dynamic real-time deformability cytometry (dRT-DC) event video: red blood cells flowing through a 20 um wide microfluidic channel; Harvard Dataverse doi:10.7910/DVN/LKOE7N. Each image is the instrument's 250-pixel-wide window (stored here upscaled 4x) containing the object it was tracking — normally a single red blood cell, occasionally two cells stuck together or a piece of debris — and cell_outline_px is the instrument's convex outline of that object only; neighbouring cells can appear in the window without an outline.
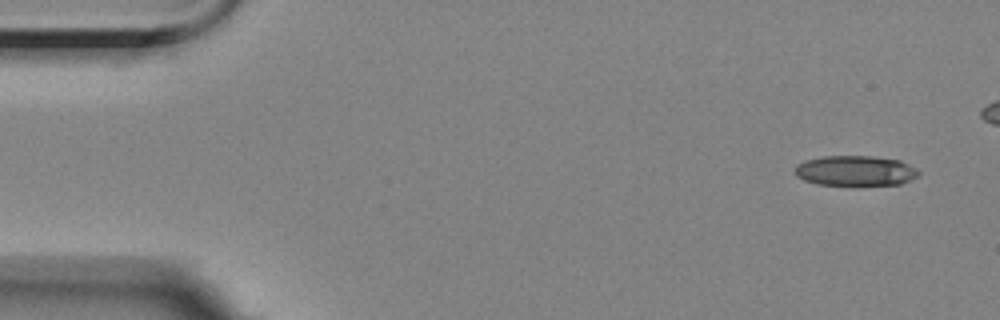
{"species": "Egyptian fruit bat (a non-hibernating species)", "species_latin": "Rousettus aegyptiacus", "temperature_condition": "room temperature", "stored_images_in_passage": 6, "camera_frame_rate_fps": 3000, "um_per_image_px": 0.085, "animal": {"sex": "female"}, "frame": {"image": 1, "passage_image": 1, "time_ms": 0.0, "image_size_px": [1000, 320], "cell_outline_px": [[920, 172], [916, 176], [900, 184], [816, 184], [804, 180], [796, 176], [796, 164], [808, 160], [824, 156], [872, 156], [900, 160], [916, 168]], "centroid_in_image_um": [72.7, 14.5], "position_along_channel_um": 12.3, "area_um2": 21.33}}
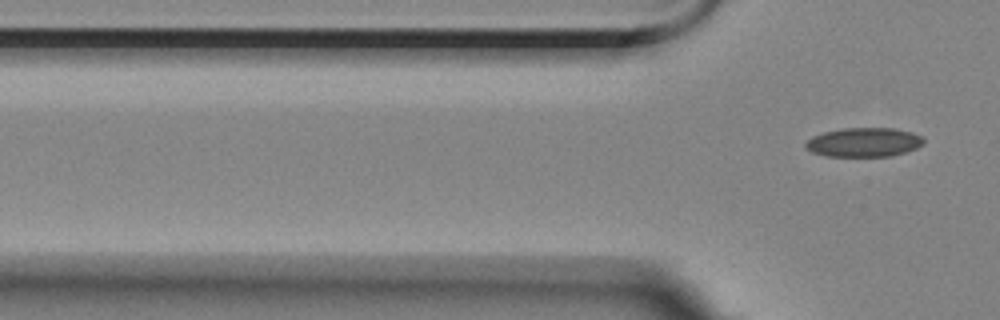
{"frame": {"image": 2, "passage_image": 6, "time_ms": 6.667, "image_size_px": [1000, 320], "cell_outline_px": [[924, 144], [916, 148], [892, 156], [824, 156], [812, 152], [804, 148], [804, 144], [812, 136], [824, 132], [844, 128], [896, 128], [912, 132], [924, 136]], "centroid_in_image_um": [73.44, 12.09], "position_along_channel_um": 52.4, "area_um2": 20.23}}